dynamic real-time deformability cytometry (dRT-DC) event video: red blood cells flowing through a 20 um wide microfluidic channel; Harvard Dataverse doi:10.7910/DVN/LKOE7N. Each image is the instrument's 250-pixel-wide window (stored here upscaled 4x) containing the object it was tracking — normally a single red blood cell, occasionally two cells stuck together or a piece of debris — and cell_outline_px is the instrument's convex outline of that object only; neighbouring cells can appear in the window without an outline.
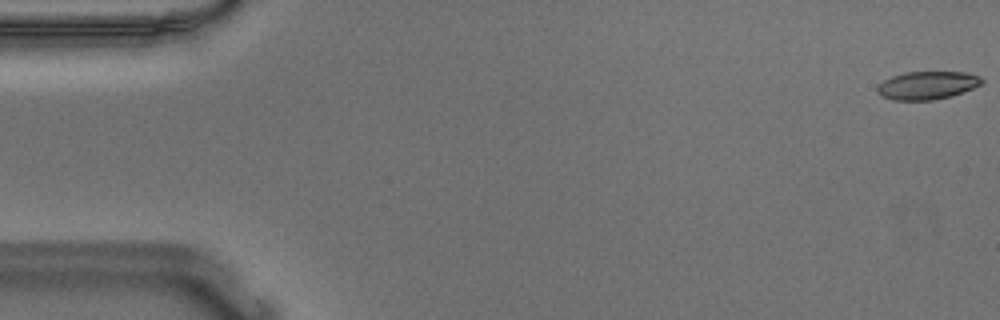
{"species": "Egyptian fruit bat (a non-hibernating species)", "species_latin": "Rousettus aegyptiacus", "temperature_condition": "warm", "stored_images_in_passage": 15, "camera_frame_rate_fps": 3000, "um_per_image_px": 0.085, "animal": {"sex": "male"}, "frame": {"image": 1, "passage_image": 1, "time_ms": 0.0, "image_size_px": [1000, 320], "cell_outline_px": [[984, 84], [948, 96], [932, 100], [892, 100], [880, 96], [876, 92], [876, 88], [884, 80], [892, 76], [904, 72], [964, 72], [980, 76], [984, 80]], "centroid_in_image_um": [78.79, 7.25], "position_along_channel_um": 6.2, "area_um2": 17.05}}
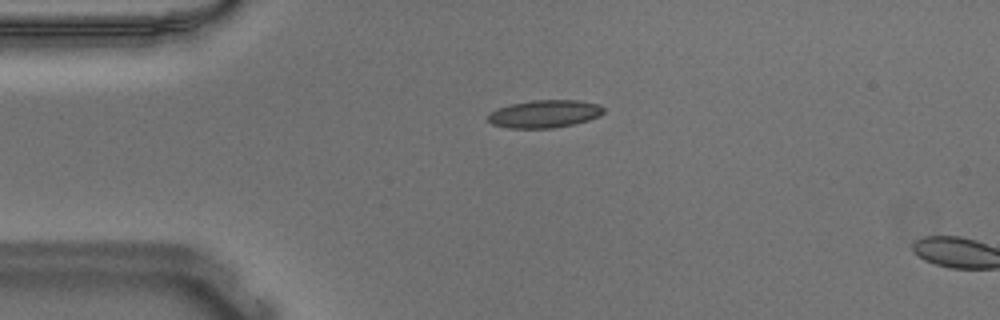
{"frame": {"image": 2, "passage_image": 13, "time_ms": 4.0, "image_size_px": [1000, 320], "cell_outline_px": [[604, 112], [600, 116], [588, 120], [572, 124], [552, 128], [508, 128], [492, 124], [488, 120], [488, 116], [492, 112], [500, 108], [512, 104], [532, 100], [580, 100], [600, 104], [604, 108]], "centroid_in_image_um": [46.34, 9.67], "position_along_channel_um": 38.7, "area_um2": 18.55}}